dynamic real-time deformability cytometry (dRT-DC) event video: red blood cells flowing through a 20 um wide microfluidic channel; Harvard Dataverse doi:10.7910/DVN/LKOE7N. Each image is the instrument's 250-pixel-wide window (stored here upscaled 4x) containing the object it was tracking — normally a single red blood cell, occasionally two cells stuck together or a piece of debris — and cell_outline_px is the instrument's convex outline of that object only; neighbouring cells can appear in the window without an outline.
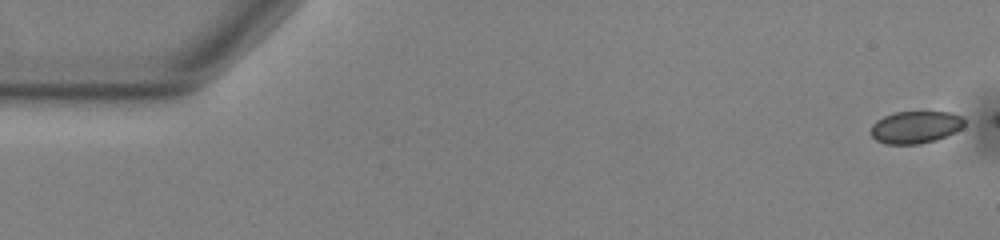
{"species": "common noctule bat (a hibernating species)", "species_latin": "Nyctalus noctula", "temperature_condition": "warm", "stored_images_in_passage": 45, "camera_frame_rate_fps": 3000, "um_per_image_px": 0.085, "animal": {"sex": "male", "body_mass_g": 13.0, "forearm_length_mm": 53.1}, "frame": {"image": 1, "passage_image": 1, "time_ms": 0.0, "image_size_px": [1000, 240], "cell_outline_px": [[964, 124], [956, 132], [936, 140], [920, 144], [884, 144], [876, 140], [872, 136], [872, 124], [876, 120], [884, 116], [896, 112], [948, 112], [960, 116], [964, 120]], "centroid_in_image_um": [77.8, 10.82], "position_along_channel_um": 7.2, "area_um2": 17.51}}
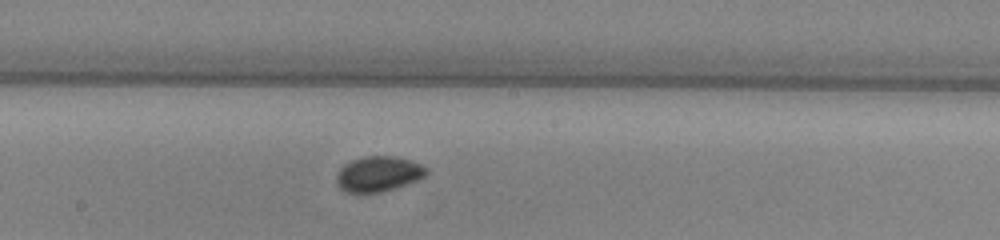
{"frame": {"image": 2, "passage_image": 29, "time_ms": 9.333, "image_size_px": [1000, 240], "cell_outline_px": [[428, 172], [424, 176], [416, 180], [396, 188], [380, 192], [344, 192], [336, 184], [336, 176], [340, 168], [344, 164], [352, 160], [364, 156], [396, 156], [420, 164], [428, 168]], "centroid_in_image_um": [32.14, 14.78], "position_along_channel_um": 216.1, "area_um2": 18.44}}
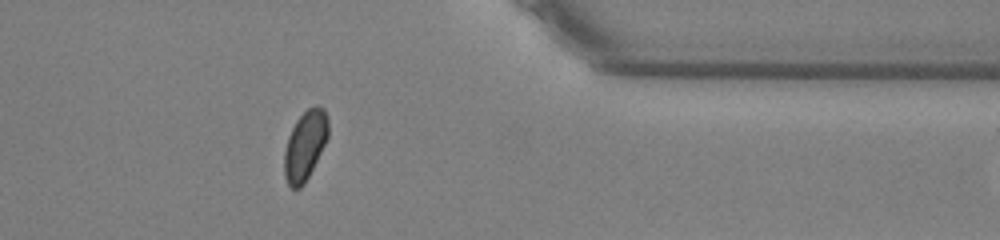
{"frame": {"image": 3, "passage_image": 44, "time_ms": 14.333, "image_size_px": [1000, 240], "cell_outline_px": [[328, 136], [304, 184], [300, 188], [292, 188], [288, 184], [284, 176], [284, 152], [288, 136], [296, 120], [308, 108], [316, 104], [324, 108], [328, 116]], "centroid_in_image_um": [25.92, 12.33], "position_along_channel_um": 385.5, "area_um2": 17.63}}